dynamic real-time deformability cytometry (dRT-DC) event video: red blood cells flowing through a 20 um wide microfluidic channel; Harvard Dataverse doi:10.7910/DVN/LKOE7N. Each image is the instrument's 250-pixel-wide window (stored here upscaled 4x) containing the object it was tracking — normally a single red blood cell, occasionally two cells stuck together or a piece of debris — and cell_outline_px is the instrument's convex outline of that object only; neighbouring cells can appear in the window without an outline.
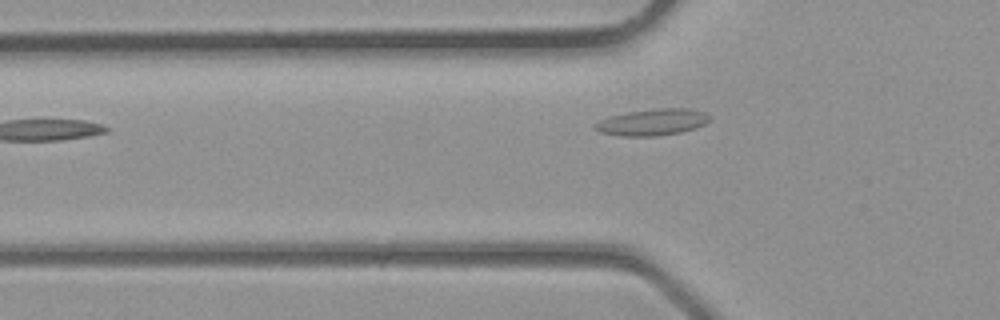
{"species": "common noctule bat (a hibernating species)", "species_latin": "Nyctalus noctula", "temperature_condition": "room temperature", "stored_images_in_passage": 2, "camera_frame_rate_fps": 3000, "um_per_image_px": 0.085, "animal": {"sex": "male", "body_mass_g": 23.1, "forearm_length_mm": 52.7}, "frame": {"image": 1, "passage_image": 2, "time_ms": 0.333, "image_size_px": [1000, 320], "cell_outline_px": [[712, 116], [704, 124], [696, 128], [680, 132], [656, 136], [624, 136], [600, 132], [592, 128], [600, 120], [612, 116], [628, 112], [660, 108], [688, 108], [704, 112]], "centroid_in_image_um": [55.48, 10.38], "position_along_channel_um": 70.3, "area_um2": 17.51}}